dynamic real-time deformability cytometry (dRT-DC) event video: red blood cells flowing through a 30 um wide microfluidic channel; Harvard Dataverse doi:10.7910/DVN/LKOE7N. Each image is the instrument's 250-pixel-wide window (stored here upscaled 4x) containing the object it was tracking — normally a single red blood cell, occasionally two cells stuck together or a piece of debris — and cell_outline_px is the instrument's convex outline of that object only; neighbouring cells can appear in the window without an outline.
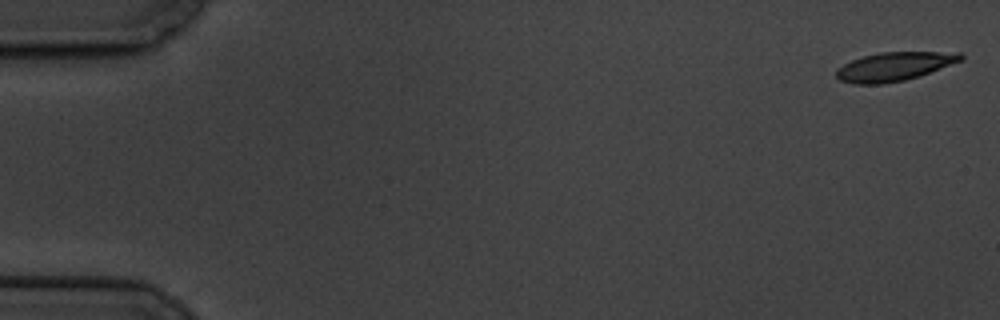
{"species": "common noctule bat (a hibernating species)", "species_latin": "Nyctalus noctula", "temperature_condition": "cold", "stored_images_in_passage": 6, "camera_frame_rate_fps": 3000, "um_per_image_px": 0.085, "animal": {"sex": "male", "body_mass_g": 19.5, "forearm_length_mm": 54.6}, "frame": {"image": 1, "passage_image": 1, "time_ms": 0.0, "image_size_px": [1000, 320], "cell_outline_px": [[964, 60], [904, 80], [880, 84], [852, 84], [840, 80], [836, 76], [836, 68], [852, 60], [864, 56], [880, 52], [960, 52], [964, 56]], "centroid_in_image_um": [75.99, 5.65], "position_along_channel_um": 9.0, "area_um2": 20.63}}
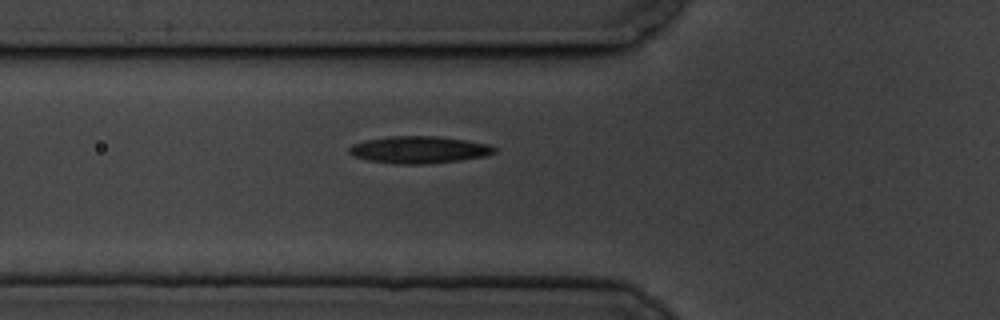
{"frame": {"image": 2, "passage_image": 6, "time_ms": 6.667, "image_size_px": [1000, 320], "cell_outline_px": [[496, 152], [488, 156], [460, 160], [424, 164], [392, 164], [368, 160], [352, 156], [348, 152], [348, 148], [352, 144], [364, 140], [388, 136], [436, 136], [464, 140], [488, 144], [496, 148]], "centroid_in_image_um": [35.58, 12.73], "position_along_channel_um": 90.2, "area_um2": 23.12}}